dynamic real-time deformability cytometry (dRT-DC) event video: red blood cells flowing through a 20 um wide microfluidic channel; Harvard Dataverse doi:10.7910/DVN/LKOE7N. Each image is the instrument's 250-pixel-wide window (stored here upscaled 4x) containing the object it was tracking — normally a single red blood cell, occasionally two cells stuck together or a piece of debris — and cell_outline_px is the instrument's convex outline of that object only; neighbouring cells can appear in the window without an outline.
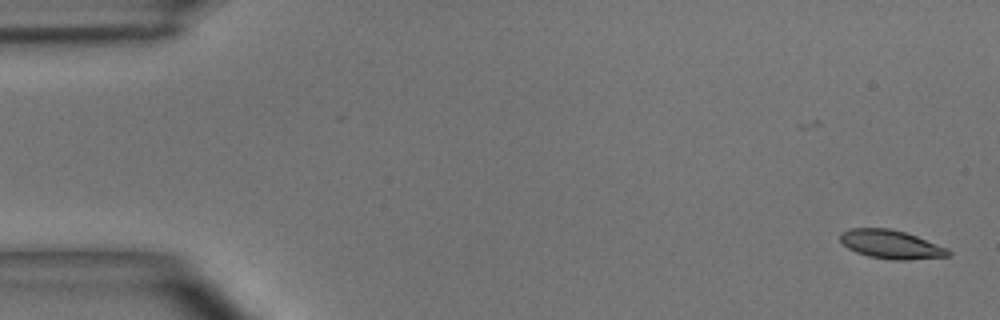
{"species": "common noctule bat (a hibernating species)", "species_latin": "Nyctalus noctula", "temperature_condition": "room temperature", "stored_images_in_passage": 50, "camera_frame_rate_fps": 3000, "um_per_image_px": 0.085, "animal": {"sex": "male", "body_mass_g": 15.6}, "frame": {"image": 1, "passage_image": 1, "time_ms": 0.0, "image_size_px": [1000, 320], "cell_outline_px": [[952, 256], [908, 260], [892, 260], [868, 256], [856, 252], [848, 248], [840, 240], [840, 232], [848, 228], [888, 228], [904, 232], [916, 236], [948, 248], [952, 252]], "centroid_in_image_um": [75.75, 20.78], "position_along_channel_um": 9.3, "area_um2": 18.15}}
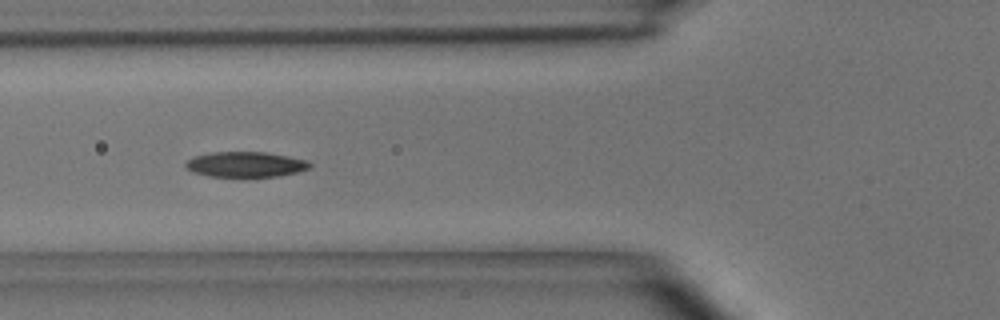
{"frame": {"image": 2, "passage_image": 18, "time_ms": 5.667, "image_size_px": [1000, 320], "cell_outline_px": [[312, 164], [308, 168], [296, 172], [280, 176], [208, 176], [192, 172], [184, 164], [188, 160], [196, 156], [212, 152], [268, 152], [308, 160]], "centroid_in_image_um": [20.89, 13.96], "position_along_channel_um": 104.9, "area_um2": 18.15}}
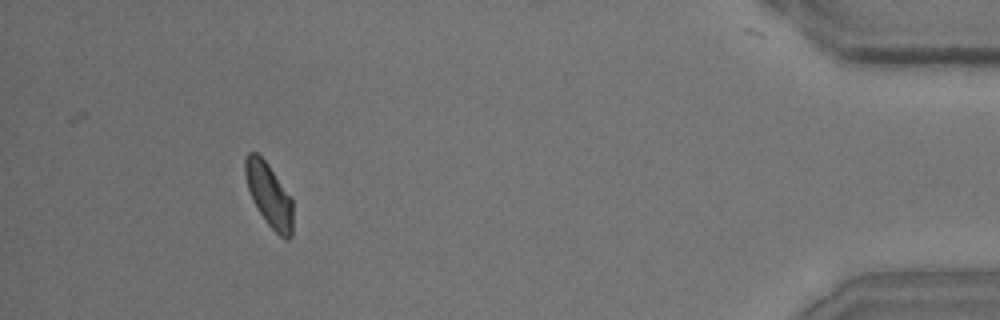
{"frame": {"image": 3, "passage_image": 46, "time_ms": 15.0, "image_size_px": [1000, 320], "cell_outline_px": [[292, 236], [288, 240], [284, 240], [264, 220], [248, 188], [244, 172], [244, 160], [248, 152], [256, 152], [268, 164], [292, 196]], "centroid_in_image_um": [22.89, 16.56], "position_along_channel_um": 412.3, "area_um2": 17.63}, "authors_computed_cell_mechanics": {"area_um2": 18.2648, "velocity_mm_per_s": 3.955, "shape_relaxation_time_tau1_ms": 3.4491, "shape_relaxation_time_tau2_ms": 8.852, "deformation_change_tau1": 0.1083, "deformation_change_tau2": 0.1354}}